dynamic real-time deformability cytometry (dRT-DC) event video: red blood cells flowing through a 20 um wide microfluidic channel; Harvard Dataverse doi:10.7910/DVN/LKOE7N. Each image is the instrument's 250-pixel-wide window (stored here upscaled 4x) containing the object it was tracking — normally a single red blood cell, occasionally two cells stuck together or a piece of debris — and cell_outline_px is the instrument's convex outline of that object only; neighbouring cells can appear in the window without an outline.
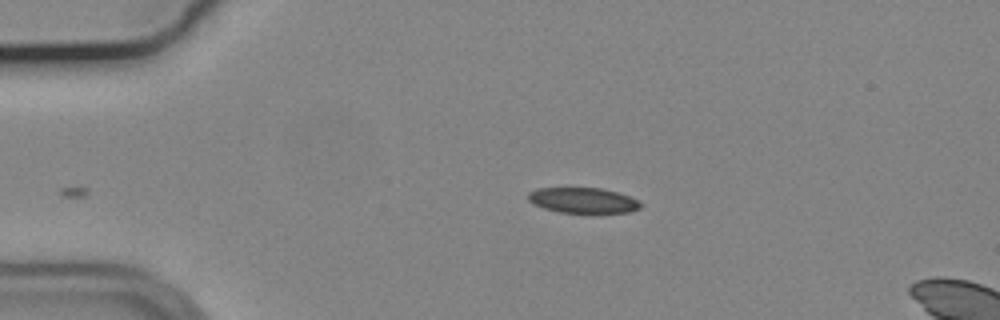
{"species": "common noctule bat (a hibernating species)", "species_latin": "Nyctalus noctula", "temperature_condition": "cold", "stored_images_in_passage": 40, "camera_frame_rate_fps": 3000, "um_per_image_px": 0.085, "animal": {"sex": "male", "body_mass_g": 19.2, "forearm_length_mm": 51.8}, "frame": {"image": 1, "passage_image": 1, "time_ms": 0.0, "image_size_px": [1000, 320], "cell_outline_px": [[640, 208], [632, 212], [560, 212], [544, 208], [528, 200], [528, 192], [536, 188], [604, 188], [620, 192], [640, 200]], "centroid_in_image_um": [49.6, 17.01], "position_along_channel_um": 35.4, "area_um2": 16.65}}
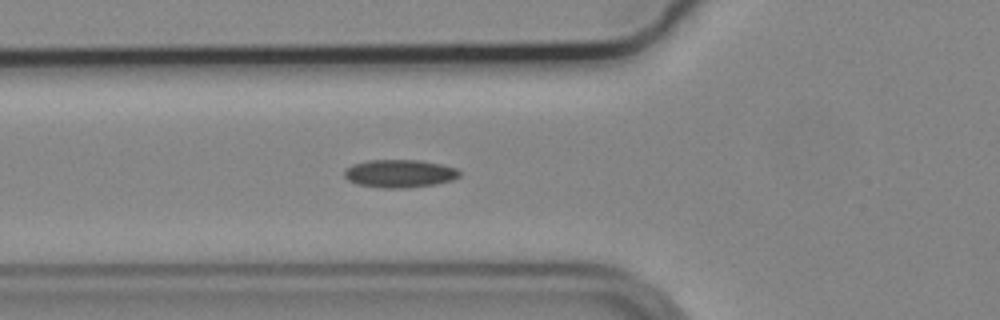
{"frame": {"image": 2, "passage_image": 9, "time_ms": 2.667, "image_size_px": [1000, 320], "cell_outline_px": [[460, 176], [452, 180], [436, 184], [404, 188], [380, 188], [356, 184], [348, 180], [344, 176], [344, 172], [352, 164], [368, 160], [420, 160], [440, 164], [456, 168], [460, 172]], "centroid_in_image_um": [33.96, 14.75], "position_along_channel_um": 91.8, "area_um2": 18.79}}
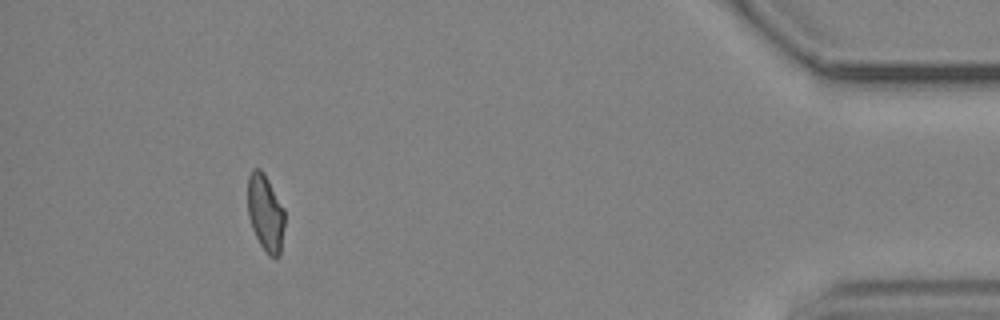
{"frame": {"image": 3, "passage_image": 40, "time_ms": 13.0, "image_size_px": [1000, 320], "cell_outline_px": [[284, 228], [280, 256], [276, 260], [268, 256], [260, 244], [252, 228], [248, 216], [248, 176], [252, 168], [260, 168], [264, 172], [284, 208]], "centroid_in_image_um": [22.57, 18.12], "position_along_channel_um": 412.6, "area_um2": 16.82}, "authors_computed_cell_mechanics": {"area_um2": 17.5712, "velocity_mm_per_s": 3.7059, "shape_relaxation_time_tau1_ms": null, "shape_relaxation_time_tau2_ms": 4.2631, "deformation_change_tau1": null, "deformation_change_tau2": 0.1031}}